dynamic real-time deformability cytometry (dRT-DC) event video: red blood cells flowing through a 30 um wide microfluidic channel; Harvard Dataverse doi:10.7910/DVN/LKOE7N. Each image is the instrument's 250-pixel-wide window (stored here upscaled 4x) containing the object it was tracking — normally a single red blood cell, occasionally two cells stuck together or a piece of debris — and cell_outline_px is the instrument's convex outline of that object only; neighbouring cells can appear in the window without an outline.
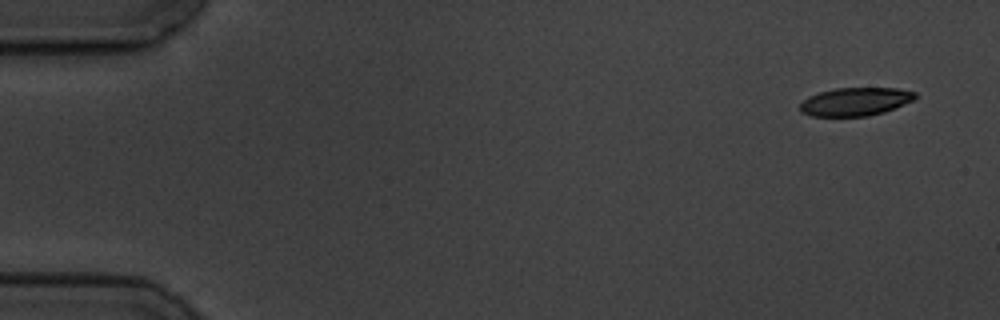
{"species": "common noctule bat (a hibernating species)", "species_latin": "Nyctalus noctula", "temperature_condition": "cold", "stored_images_in_passage": 6, "camera_frame_rate_fps": 3000, "um_per_image_px": 0.085, "animal": {"sex": "male", "body_mass_g": 19.5, "forearm_length_mm": 54.6}, "frame": {"image": 1, "passage_image": 1, "time_ms": 0.0, "image_size_px": [1000, 320], "cell_outline_px": [[916, 100], [884, 112], [868, 116], [812, 116], [800, 112], [800, 104], [808, 96], [820, 92], [836, 88], [896, 88], [916, 92]], "centroid_in_image_um": [72.72, 8.64], "position_along_channel_um": 12.3, "area_um2": 19.02}}